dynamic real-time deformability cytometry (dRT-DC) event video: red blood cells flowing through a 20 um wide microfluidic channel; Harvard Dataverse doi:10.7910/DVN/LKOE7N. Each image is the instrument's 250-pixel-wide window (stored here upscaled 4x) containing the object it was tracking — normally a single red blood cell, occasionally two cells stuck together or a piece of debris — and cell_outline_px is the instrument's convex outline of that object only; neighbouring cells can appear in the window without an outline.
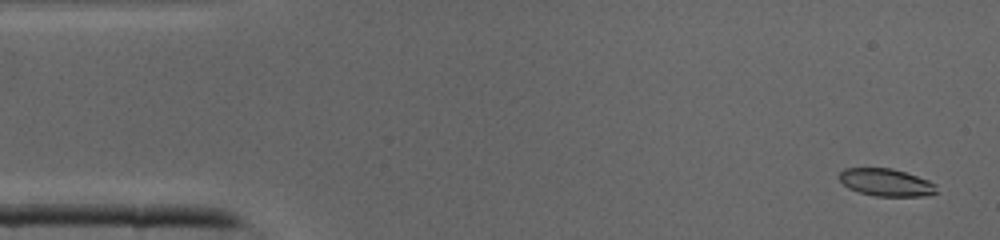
{"species": "common noctule bat (a hibernating species)", "species_latin": "Nyctalus noctula", "temperature_condition": "cold", "stored_images_in_passage": 41, "camera_frame_rate_fps": 3000, "um_per_image_px": 0.085, "animal": {"sex": "male", "body_mass_g": 19.0, "forearm_length_mm": 50.8}, "frame": {"image": 1, "passage_image": 2, "time_ms": 0.333, "image_size_px": [1000, 240], "cell_outline_px": [[936, 192], [928, 196], [876, 196], [860, 192], [848, 188], [836, 176], [844, 168], [892, 168], [928, 180], [936, 184]], "centroid_in_image_um": [75.3, 15.5], "position_along_channel_um": 9.7, "area_um2": 15.55}}
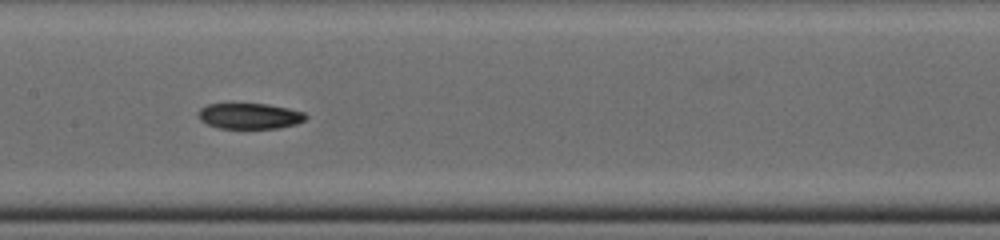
{"frame": {"image": 2, "passage_image": 20, "time_ms": 6.333, "image_size_px": [1000, 240], "cell_outline_px": [[308, 116], [304, 120], [296, 124], [276, 128], [220, 128], [208, 124], [200, 120], [196, 116], [196, 112], [200, 108], [208, 104], [268, 104], [288, 108], [304, 112]], "centroid_in_image_um": [21.19, 9.85], "position_along_channel_um": 186.2, "area_um2": 16.13}}
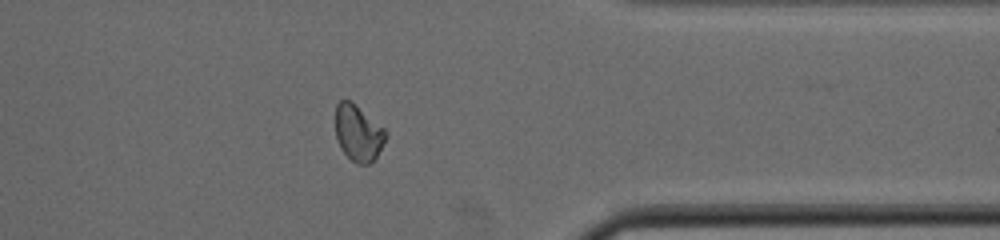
{"frame": {"image": 3, "passage_image": 33, "time_ms": 10.667, "image_size_px": [1000, 240], "cell_outline_px": [[388, 136], [376, 156], [368, 164], [356, 164], [340, 148], [336, 140], [336, 104], [340, 100], [352, 100], [384, 128], [388, 132]], "centroid_in_image_um": [30.45, 11.28], "position_along_channel_um": 380.9, "area_um2": 16.59}}